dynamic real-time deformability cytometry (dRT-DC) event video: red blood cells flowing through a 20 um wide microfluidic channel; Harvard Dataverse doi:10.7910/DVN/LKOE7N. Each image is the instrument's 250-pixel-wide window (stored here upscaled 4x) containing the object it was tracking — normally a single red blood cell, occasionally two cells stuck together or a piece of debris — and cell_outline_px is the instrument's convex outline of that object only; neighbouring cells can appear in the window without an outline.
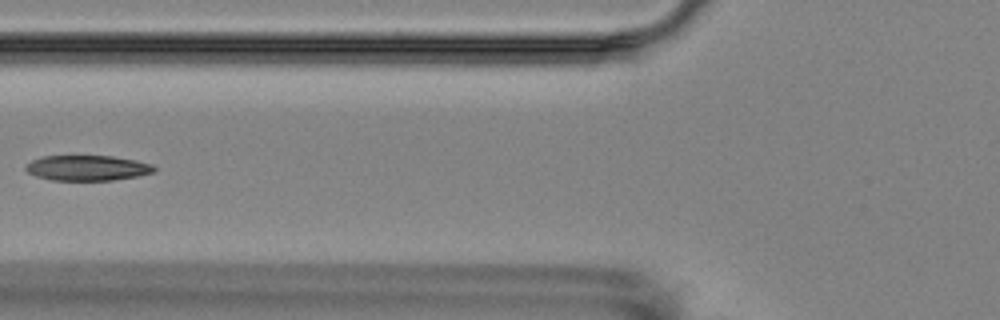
{"species": "Egyptian fruit bat (a non-hibernating species)", "species_latin": "Rousettus aegyptiacus", "temperature_condition": "room temperature", "stored_images_in_passage": 6, "segment_of_instrument_passage": [2, 2], "camera_frame_rate_fps": 3000, "um_per_image_px": 0.085, "animal": {"sex": "female"}, "frame": {"image": 1, "passage_image": 6, "time_ms": 6.0, "image_size_px": [1000, 320], "cell_outline_px": [[156, 168], [152, 172], [136, 176], [112, 180], [52, 180], [36, 176], [28, 172], [24, 168], [32, 160], [44, 156], [112, 156], [136, 160], [152, 164]], "centroid_in_image_um": [7.42, 14.27], "position_along_channel_um": 118.4, "area_um2": 18.73}}